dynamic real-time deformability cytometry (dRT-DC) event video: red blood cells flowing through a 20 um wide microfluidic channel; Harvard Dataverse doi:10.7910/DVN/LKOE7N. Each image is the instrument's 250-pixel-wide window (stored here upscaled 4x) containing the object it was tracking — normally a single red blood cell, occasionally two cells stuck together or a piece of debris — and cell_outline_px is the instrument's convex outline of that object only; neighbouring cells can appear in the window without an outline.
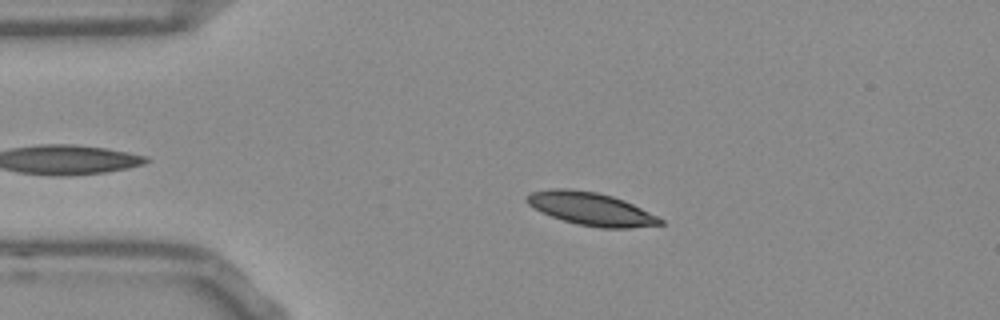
{"species": "Egyptian fruit bat (a non-hibernating species)", "species_latin": "Rousettus aegyptiacus", "temperature_condition": "room temperature", "stored_images_in_passage": 40, "camera_frame_rate_fps": 3000, "um_per_image_px": 0.085, "frame": {"image": 1, "passage_image": 10, "time_ms": 3.0, "image_size_px": [1000, 320], "cell_outline_px": [[664, 224], [628, 228], [600, 228], [576, 224], [552, 216], [528, 204], [524, 200], [524, 196], [528, 192], [548, 188], [568, 188], [596, 192], [612, 196], [624, 200], [664, 220]], "centroid_in_image_um": [50.18, 17.73], "position_along_channel_um": 34.8, "area_um2": 25.55}}
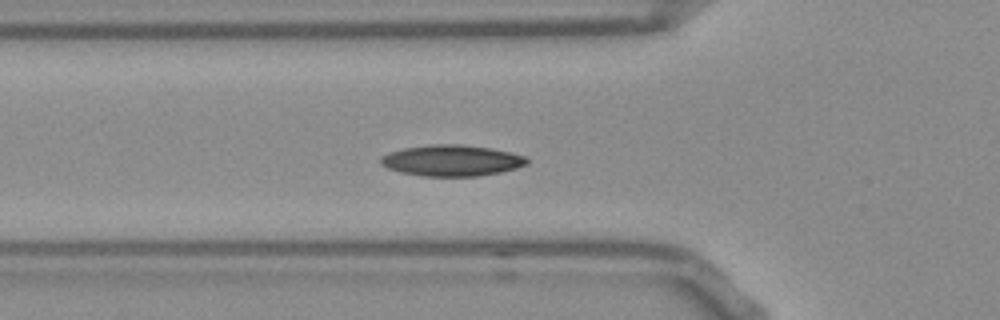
{"frame": {"image": 2, "passage_image": 17, "time_ms": 5.333, "image_size_px": [1000, 320], "cell_outline_px": [[528, 164], [516, 168], [500, 172], [480, 176], [420, 176], [400, 172], [388, 168], [380, 164], [380, 156], [388, 152], [404, 148], [432, 144], [460, 144], [492, 148], [524, 156], [528, 160]], "centroid_in_image_um": [38.36, 13.64], "position_along_channel_um": 87.4, "area_um2": 26.59}}
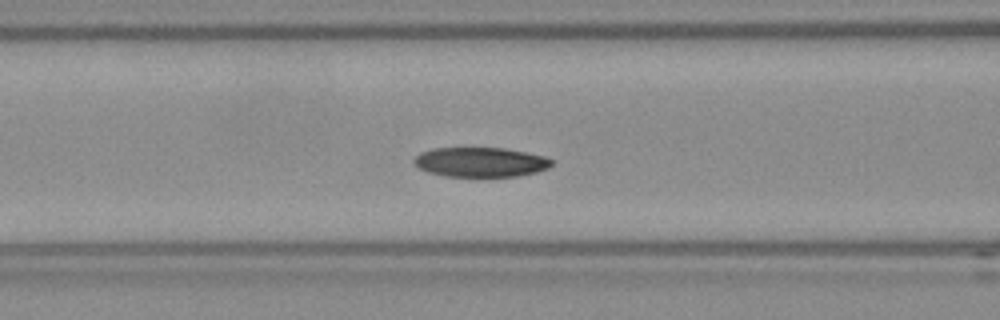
{"frame": {"image": 3, "passage_image": 20, "time_ms": 6.333, "image_size_px": [1000, 320], "cell_outline_px": [[552, 164], [548, 168], [536, 172], [516, 176], [444, 176], [428, 172], [412, 164], [412, 160], [420, 152], [432, 148], [504, 148], [544, 156], [552, 160]], "centroid_in_image_um": [40.8, 13.77], "position_along_channel_um": 125.8, "area_um2": 23.7}, "authors_computed_cell_mechanics": {"area_um2": 24.7962, "velocity_mm_per_s": 3.77, "shape_relaxation_time_tau1_ms": 7.3354, "shape_relaxation_time_tau2_ms": null, "deformation_change_tau1": 0.1302, "deformation_change_tau2": null}}